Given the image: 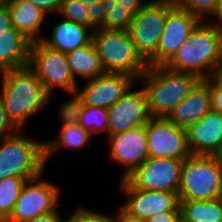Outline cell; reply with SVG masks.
I'll return each instance as SVG.
<instances>
[{"mask_svg": "<svg viewBox=\"0 0 222 222\" xmlns=\"http://www.w3.org/2000/svg\"><path fill=\"white\" fill-rule=\"evenodd\" d=\"M92 43L108 73L126 74L137 81L149 67L128 31L97 28L92 33Z\"/></svg>", "mask_w": 222, "mask_h": 222, "instance_id": "cell-4", "label": "cell"}, {"mask_svg": "<svg viewBox=\"0 0 222 222\" xmlns=\"http://www.w3.org/2000/svg\"><path fill=\"white\" fill-rule=\"evenodd\" d=\"M211 109L222 114V88L210 79Z\"/></svg>", "mask_w": 222, "mask_h": 222, "instance_id": "cell-34", "label": "cell"}, {"mask_svg": "<svg viewBox=\"0 0 222 222\" xmlns=\"http://www.w3.org/2000/svg\"><path fill=\"white\" fill-rule=\"evenodd\" d=\"M186 133L191 154L214 155L222 146V114L211 109Z\"/></svg>", "mask_w": 222, "mask_h": 222, "instance_id": "cell-17", "label": "cell"}, {"mask_svg": "<svg viewBox=\"0 0 222 222\" xmlns=\"http://www.w3.org/2000/svg\"><path fill=\"white\" fill-rule=\"evenodd\" d=\"M82 3H84L87 7L93 5L96 2L103 1V0H80Z\"/></svg>", "mask_w": 222, "mask_h": 222, "instance_id": "cell-43", "label": "cell"}, {"mask_svg": "<svg viewBox=\"0 0 222 222\" xmlns=\"http://www.w3.org/2000/svg\"><path fill=\"white\" fill-rule=\"evenodd\" d=\"M86 81L83 89L77 88L74 97L83 105L107 110L137 82L129 75L115 73L100 75Z\"/></svg>", "mask_w": 222, "mask_h": 222, "instance_id": "cell-16", "label": "cell"}, {"mask_svg": "<svg viewBox=\"0 0 222 222\" xmlns=\"http://www.w3.org/2000/svg\"><path fill=\"white\" fill-rule=\"evenodd\" d=\"M209 78L220 88H222V62L214 69Z\"/></svg>", "mask_w": 222, "mask_h": 222, "instance_id": "cell-40", "label": "cell"}, {"mask_svg": "<svg viewBox=\"0 0 222 222\" xmlns=\"http://www.w3.org/2000/svg\"><path fill=\"white\" fill-rule=\"evenodd\" d=\"M221 62L222 26L205 20L197 25L165 66L206 79Z\"/></svg>", "mask_w": 222, "mask_h": 222, "instance_id": "cell-2", "label": "cell"}, {"mask_svg": "<svg viewBox=\"0 0 222 222\" xmlns=\"http://www.w3.org/2000/svg\"><path fill=\"white\" fill-rule=\"evenodd\" d=\"M89 14V28L95 31L97 28H101L105 21V11L103 1L94 3L88 7Z\"/></svg>", "mask_w": 222, "mask_h": 222, "instance_id": "cell-31", "label": "cell"}, {"mask_svg": "<svg viewBox=\"0 0 222 222\" xmlns=\"http://www.w3.org/2000/svg\"><path fill=\"white\" fill-rule=\"evenodd\" d=\"M71 73L77 81V77L88 80L100 75L108 74L102 59L96 52L92 41L88 45L76 48L66 53Z\"/></svg>", "mask_w": 222, "mask_h": 222, "instance_id": "cell-24", "label": "cell"}, {"mask_svg": "<svg viewBox=\"0 0 222 222\" xmlns=\"http://www.w3.org/2000/svg\"><path fill=\"white\" fill-rule=\"evenodd\" d=\"M103 6L106 17L104 25L101 28L106 30L128 31L134 14L114 0H103Z\"/></svg>", "mask_w": 222, "mask_h": 222, "instance_id": "cell-27", "label": "cell"}, {"mask_svg": "<svg viewBox=\"0 0 222 222\" xmlns=\"http://www.w3.org/2000/svg\"><path fill=\"white\" fill-rule=\"evenodd\" d=\"M149 157L185 159L191 155L186 129L165 117H151L146 124Z\"/></svg>", "mask_w": 222, "mask_h": 222, "instance_id": "cell-11", "label": "cell"}, {"mask_svg": "<svg viewBox=\"0 0 222 222\" xmlns=\"http://www.w3.org/2000/svg\"><path fill=\"white\" fill-rule=\"evenodd\" d=\"M201 21L196 15L175 5L168 12L157 51L147 62L148 66L165 65Z\"/></svg>", "mask_w": 222, "mask_h": 222, "instance_id": "cell-13", "label": "cell"}, {"mask_svg": "<svg viewBox=\"0 0 222 222\" xmlns=\"http://www.w3.org/2000/svg\"><path fill=\"white\" fill-rule=\"evenodd\" d=\"M26 130L0 141V180L6 177L36 178L46 168L44 141L30 139Z\"/></svg>", "mask_w": 222, "mask_h": 222, "instance_id": "cell-5", "label": "cell"}, {"mask_svg": "<svg viewBox=\"0 0 222 222\" xmlns=\"http://www.w3.org/2000/svg\"><path fill=\"white\" fill-rule=\"evenodd\" d=\"M116 3H120L126 9L130 10L134 15L138 13L148 1L143 0H114Z\"/></svg>", "mask_w": 222, "mask_h": 222, "instance_id": "cell-38", "label": "cell"}, {"mask_svg": "<svg viewBox=\"0 0 222 222\" xmlns=\"http://www.w3.org/2000/svg\"><path fill=\"white\" fill-rule=\"evenodd\" d=\"M18 131L19 130L8 119L5 105L0 98V141L14 135Z\"/></svg>", "mask_w": 222, "mask_h": 222, "instance_id": "cell-32", "label": "cell"}, {"mask_svg": "<svg viewBox=\"0 0 222 222\" xmlns=\"http://www.w3.org/2000/svg\"><path fill=\"white\" fill-rule=\"evenodd\" d=\"M107 140L110 145L108 159L124 168L120 180L126 179L149 157L146 125L107 136Z\"/></svg>", "mask_w": 222, "mask_h": 222, "instance_id": "cell-14", "label": "cell"}, {"mask_svg": "<svg viewBox=\"0 0 222 222\" xmlns=\"http://www.w3.org/2000/svg\"><path fill=\"white\" fill-rule=\"evenodd\" d=\"M0 76V98L8 119L18 130L25 131L28 119L45 108L51 96L29 66L2 71Z\"/></svg>", "mask_w": 222, "mask_h": 222, "instance_id": "cell-1", "label": "cell"}, {"mask_svg": "<svg viewBox=\"0 0 222 222\" xmlns=\"http://www.w3.org/2000/svg\"><path fill=\"white\" fill-rule=\"evenodd\" d=\"M4 2H7V0H0V4L4 3Z\"/></svg>", "mask_w": 222, "mask_h": 222, "instance_id": "cell-46", "label": "cell"}, {"mask_svg": "<svg viewBox=\"0 0 222 222\" xmlns=\"http://www.w3.org/2000/svg\"><path fill=\"white\" fill-rule=\"evenodd\" d=\"M200 78L165 65L149 66L138 79L143 82L151 117H165L189 94Z\"/></svg>", "mask_w": 222, "mask_h": 222, "instance_id": "cell-3", "label": "cell"}, {"mask_svg": "<svg viewBox=\"0 0 222 222\" xmlns=\"http://www.w3.org/2000/svg\"><path fill=\"white\" fill-rule=\"evenodd\" d=\"M222 192V169L214 155H189L183 160L179 200H213Z\"/></svg>", "mask_w": 222, "mask_h": 222, "instance_id": "cell-6", "label": "cell"}, {"mask_svg": "<svg viewBox=\"0 0 222 222\" xmlns=\"http://www.w3.org/2000/svg\"><path fill=\"white\" fill-rule=\"evenodd\" d=\"M12 22L10 19L9 8L7 2L0 4V32L7 31L12 28Z\"/></svg>", "mask_w": 222, "mask_h": 222, "instance_id": "cell-36", "label": "cell"}, {"mask_svg": "<svg viewBox=\"0 0 222 222\" xmlns=\"http://www.w3.org/2000/svg\"><path fill=\"white\" fill-rule=\"evenodd\" d=\"M31 2L34 6L41 9L46 15L56 14L58 15L62 0H27Z\"/></svg>", "mask_w": 222, "mask_h": 222, "instance_id": "cell-33", "label": "cell"}, {"mask_svg": "<svg viewBox=\"0 0 222 222\" xmlns=\"http://www.w3.org/2000/svg\"><path fill=\"white\" fill-rule=\"evenodd\" d=\"M219 200H220L221 205H222V192H221V194L219 195Z\"/></svg>", "mask_w": 222, "mask_h": 222, "instance_id": "cell-45", "label": "cell"}, {"mask_svg": "<svg viewBox=\"0 0 222 222\" xmlns=\"http://www.w3.org/2000/svg\"><path fill=\"white\" fill-rule=\"evenodd\" d=\"M181 216L180 206L175 211L162 212L149 217L147 222H177Z\"/></svg>", "mask_w": 222, "mask_h": 222, "instance_id": "cell-35", "label": "cell"}, {"mask_svg": "<svg viewBox=\"0 0 222 222\" xmlns=\"http://www.w3.org/2000/svg\"><path fill=\"white\" fill-rule=\"evenodd\" d=\"M58 15L89 27L88 7L80 0H62Z\"/></svg>", "mask_w": 222, "mask_h": 222, "instance_id": "cell-28", "label": "cell"}, {"mask_svg": "<svg viewBox=\"0 0 222 222\" xmlns=\"http://www.w3.org/2000/svg\"><path fill=\"white\" fill-rule=\"evenodd\" d=\"M177 222H189L183 216H180Z\"/></svg>", "mask_w": 222, "mask_h": 222, "instance_id": "cell-44", "label": "cell"}, {"mask_svg": "<svg viewBox=\"0 0 222 222\" xmlns=\"http://www.w3.org/2000/svg\"><path fill=\"white\" fill-rule=\"evenodd\" d=\"M61 107L91 135L105 130L108 136L107 109L83 105L75 97L63 102Z\"/></svg>", "mask_w": 222, "mask_h": 222, "instance_id": "cell-23", "label": "cell"}, {"mask_svg": "<svg viewBox=\"0 0 222 222\" xmlns=\"http://www.w3.org/2000/svg\"><path fill=\"white\" fill-rule=\"evenodd\" d=\"M214 20H212L214 23L216 22L220 26H222V0H218L217 2V9L214 14ZM217 19V21L215 20Z\"/></svg>", "mask_w": 222, "mask_h": 222, "instance_id": "cell-41", "label": "cell"}, {"mask_svg": "<svg viewBox=\"0 0 222 222\" xmlns=\"http://www.w3.org/2000/svg\"><path fill=\"white\" fill-rule=\"evenodd\" d=\"M218 0H175L178 7L199 17L202 21L214 16ZM206 17V18H205Z\"/></svg>", "mask_w": 222, "mask_h": 222, "instance_id": "cell-29", "label": "cell"}, {"mask_svg": "<svg viewBox=\"0 0 222 222\" xmlns=\"http://www.w3.org/2000/svg\"><path fill=\"white\" fill-rule=\"evenodd\" d=\"M181 216L189 222H222L219 200H180Z\"/></svg>", "mask_w": 222, "mask_h": 222, "instance_id": "cell-25", "label": "cell"}, {"mask_svg": "<svg viewBox=\"0 0 222 222\" xmlns=\"http://www.w3.org/2000/svg\"><path fill=\"white\" fill-rule=\"evenodd\" d=\"M175 5V0H148L133 16L128 32L138 53L146 62L155 55L168 12Z\"/></svg>", "mask_w": 222, "mask_h": 222, "instance_id": "cell-7", "label": "cell"}, {"mask_svg": "<svg viewBox=\"0 0 222 222\" xmlns=\"http://www.w3.org/2000/svg\"><path fill=\"white\" fill-rule=\"evenodd\" d=\"M41 177L42 174L24 183L11 215L4 222H26L57 210L61 190L59 186Z\"/></svg>", "mask_w": 222, "mask_h": 222, "instance_id": "cell-9", "label": "cell"}, {"mask_svg": "<svg viewBox=\"0 0 222 222\" xmlns=\"http://www.w3.org/2000/svg\"><path fill=\"white\" fill-rule=\"evenodd\" d=\"M210 110V78L200 79L167 118L178 127L187 129Z\"/></svg>", "mask_w": 222, "mask_h": 222, "instance_id": "cell-18", "label": "cell"}, {"mask_svg": "<svg viewBox=\"0 0 222 222\" xmlns=\"http://www.w3.org/2000/svg\"><path fill=\"white\" fill-rule=\"evenodd\" d=\"M12 26L32 42L42 38L46 14L27 0H7Z\"/></svg>", "mask_w": 222, "mask_h": 222, "instance_id": "cell-22", "label": "cell"}, {"mask_svg": "<svg viewBox=\"0 0 222 222\" xmlns=\"http://www.w3.org/2000/svg\"><path fill=\"white\" fill-rule=\"evenodd\" d=\"M31 44L14 27L0 32V72L29 66Z\"/></svg>", "mask_w": 222, "mask_h": 222, "instance_id": "cell-20", "label": "cell"}, {"mask_svg": "<svg viewBox=\"0 0 222 222\" xmlns=\"http://www.w3.org/2000/svg\"><path fill=\"white\" fill-rule=\"evenodd\" d=\"M118 183L126 198L120 207L134 217L148 219L155 214L175 211L180 206L178 193L137 189L127 179Z\"/></svg>", "mask_w": 222, "mask_h": 222, "instance_id": "cell-12", "label": "cell"}, {"mask_svg": "<svg viewBox=\"0 0 222 222\" xmlns=\"http://www.w3.org/2000/svg\"><path fill=\"white\" fill-rule=\"evenodd\" d=\"M107 112L108 136L146 125L151 118L144 88L133 90V85Z\"/></svg>", "mask_w": 222, "mask_h": 222, "instance_id": "cell-15", "label": "cell"}, {"mask_svg": "<svg viewBox=\"0 0 222 222\" xmlns=\"http://www.w3.org/2000/svg\"><path fill=\"white\" fill-rule=\"evenodd\" d=\"M214 156L218 161L220 168L222 169V146L218 149V151L214 154Z\"/></svg>", "mask_w": 222, "mask_h": 222, "instance_id": "cell-42", "label": "cell"}, {"mask_svg": "<svg viewBox=\"0 0 222 222\" xmlns=\"http://www.w3.org/2000/svg\"><path fill=\"white\" fill-rule=\"evenodd\" d=\"M57 114L61 123L59 140L44 141L46 164L51 156L59 152L63 146L73 150H79L88 146L92 137V135L84 130L61 106Z\"/></svg>", "mask_w": 222, "mask_h": 222, "instance_id": "cell-21", "label": "cell"}, {"mask_svg": "<svg viewBox=\"0 0 222 222\" xmlns=\"http://www.w3.org/2000/svg\"><path fill=\"white\" fill-rule=\"evenodd\" d=\"M29 67L50 96L53 95L52 89L55 86L72 97L80 87L71 73L66 54L47 47L41 41H34L31 44Z\"/></svg>", "mask_w": 222, "mask_h": 222, "instance_id": "cell-8", "label": "cell"}, {"mask_svg": "<svg viewBox=\"0 0 222 222\" xmlns=\"http://www.w3.org/2000/svg\"><path fill=\"white\" fill-rule=\"evenodd\" d=\"M51 27L50 36H42L41 42L47 47L68 53L92 41L93 30L86 25L62 18Z\"/></svg>", "mask_w": 222, "mask_h": 222, "instance_id": "cell-19", "label": "cell"}, {"mask_svg": "<svg viewBox=\"0 0 222 222\" xmlns=\"http://www.w3.org/2000/svg\"><path fill=\"white\" fill-rule=\"evenodd\" d=\"M116 222H147L146 219L134 217L125 212L121 207L116 215Z\"/></svg>", "mask_w": 222, "mask_h": 222, "instance_id": "cell-39", "label": "cell"}, {"mask_svg": "<svg viewBox=\"0 0 222 222\" xmlns=\"http://www.w3.org/2000/svg\"><path fill=\"white\" fill-rule=\"evenodd\" d=\"M26 222H65V220H62V217L57 209L56 211L47 212L36 216Z\"/></svg>", "mask_w": 222, "mask_h": 222, "instance_id": "cell-37", "label": "cell"}, {"mask_svg": "<svg viewBox=\"0 0 222 222\" xmlns=\"http://www.w3.org/2000/svg\"><path fill=\"white\" fill-rule=\"evenodd\" d=\"M30 179L33 178L6 177L0 180V222L11 215L24 183Z\"/></svg>", "mask_w": 222, "mask_h": 222, "instance_id": "cell-26", "label": "cell"}, {"mask_svg": "<svg viewBox=\"0 0 222 222\" xmlns=\"http://www.w3.org/2000/svg\"><path fill=\"white\" fill-rule=\"evenodd\" d=\"M183 160L148 157L126 179L137 189L178 193Z\"/></svg>", "mask_w": 222, "mask_h": 222, "instance_id": "cell-10", "label": "cell"}, {"mask_svg": "<svg viewBox=\"0 0 222 222\" xmlns=\"http://www.w3.org/2000/svg\"><path fill=\"white\" fill-rule=\"evenodd\" d=\"M65 222H116V215L113 217L85 207H78L69 218L65 219Z\"/></svg>", "mask_w": 222, "mask_h": 222, "instance_id": "cell-30", "label": "cell"}]
</instances>
